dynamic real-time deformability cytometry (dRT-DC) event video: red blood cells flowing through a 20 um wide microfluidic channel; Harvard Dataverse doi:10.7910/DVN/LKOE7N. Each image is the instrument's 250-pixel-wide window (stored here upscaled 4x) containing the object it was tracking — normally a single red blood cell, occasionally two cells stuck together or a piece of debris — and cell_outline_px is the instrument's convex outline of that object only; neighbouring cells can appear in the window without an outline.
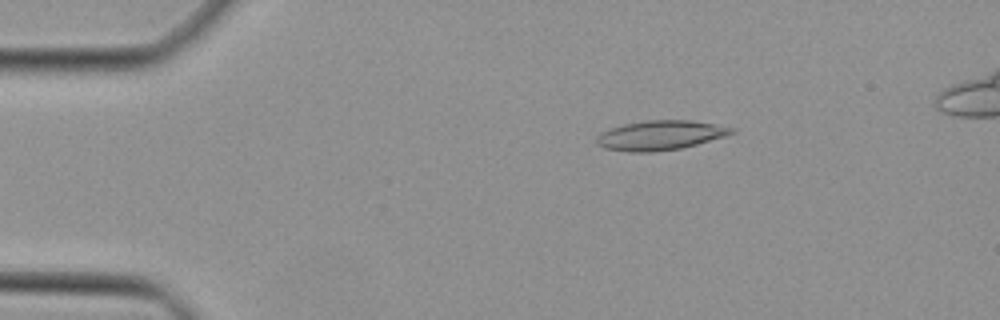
{"species": "Egyptian fruit bat (a non-hibernating species)", "species_latin": "Rousettus aegyptiacus", "temperature_condition": "cold", "stored_images_in_passage": 46, "camera_frame_rate_fps": 3000, "um_per_image_px": 0.085, "animal": {"sex": "female"}, "frame": {"image": 1, "passage_image": 8, "time_ms": 2.333, "image_size_px": [1000, 320], "cell_outline_px": [[736, 132], [724, 136], [696, 144], [680, 148], [652, 152], [628, 152], [604, 148], [596, 144], [596, 136], [600, 132], [624, 124], [644, 120], [688, 120], [716, 124], [736, 128]], "centroid_in_image_um": [56.09, 11.49], "position_along_channel_um": 28.9, "area_um2": 23.24}}
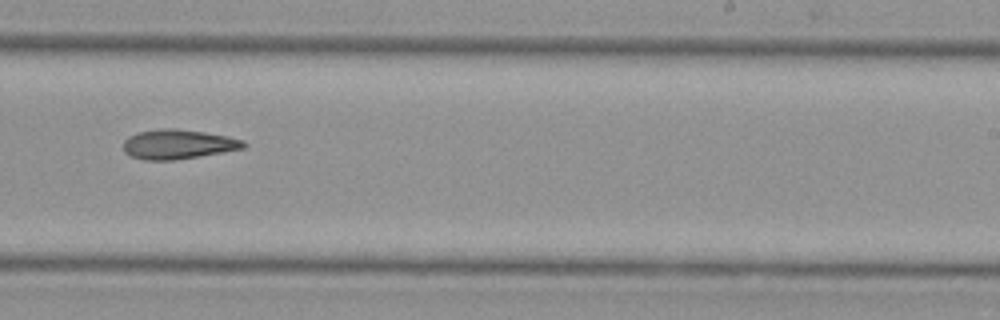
{"frame": {"image": 2, "passage_image": 29, "time_ms": 9.333, "image_size_px": [1000, 320], "cell_outline_px": [[248, 144], [244, 148], [224, 152], [200, 156], [172, 160], [144, 160], [132, 156], [124, 152], [124, 140], [128, 136], [136, 132], [160, 128], [176, 128], [204, 132], [228, 136], [244, 140]], "centroid_in_image_um": [15.14, 12.25], "position_along_channel_um": 273.9, "area_um2": 20.87}}
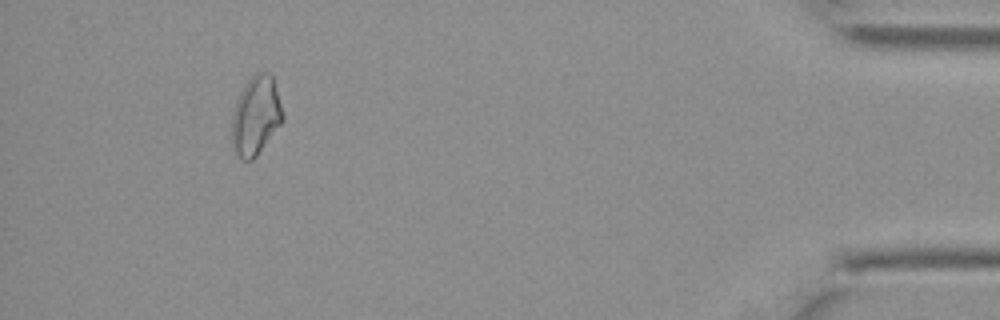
{"frame": {"image": 3, "passage_image": 43, "time_ms": 14.0, "image_size_px": [1000, 320], "cell_outline_px": [[284, 120], [256, 156], [252, 160], [244, 160], [236, 152], [232, 144], [232, 112], [240, 92], [244, 84], [256, 72], [268, 72], [272, 76], [284, 112]], "centroid_in_image_um": [21.76, 9.81], "position_along_channel_um": 413.4, "area_um2": 23.29}}